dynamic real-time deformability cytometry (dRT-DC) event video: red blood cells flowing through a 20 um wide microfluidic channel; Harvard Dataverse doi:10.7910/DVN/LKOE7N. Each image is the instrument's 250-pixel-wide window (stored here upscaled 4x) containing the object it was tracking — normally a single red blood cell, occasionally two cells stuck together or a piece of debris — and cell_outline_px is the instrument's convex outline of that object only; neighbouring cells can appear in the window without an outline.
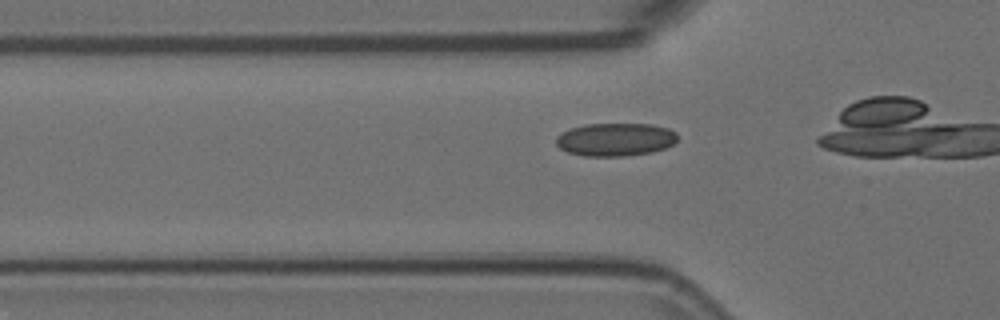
{"species": "Egyptian fruit bat (a non-hibernating species)", "species_latin": "Rousettus aegyptiacus", "temperature_condition": "room temperature", "stored_images_in_passage": 10, "camera_frame_rate_fps": 3000, "um_per_image_px": 0.085, "animal": {"sex": "female"}, "frame": {"image": 1, "passage_image": 7, "time_ms": 2.0, "image_size_px": [1000, 320], "cell_outline_px": [[676, 140], [672, 144], [664, 148], [652, 152], [624, 156], [584, 156], [568, 152], [560, 148], [556, 144], [556, 136], [572, 128], [584, 124], [652, 124], [668, 128], [676, 132]], "centroid_in_image_um": [52.3, 11.85], "position_along_channel_um": 73.5, "area_um2": 23.29}}